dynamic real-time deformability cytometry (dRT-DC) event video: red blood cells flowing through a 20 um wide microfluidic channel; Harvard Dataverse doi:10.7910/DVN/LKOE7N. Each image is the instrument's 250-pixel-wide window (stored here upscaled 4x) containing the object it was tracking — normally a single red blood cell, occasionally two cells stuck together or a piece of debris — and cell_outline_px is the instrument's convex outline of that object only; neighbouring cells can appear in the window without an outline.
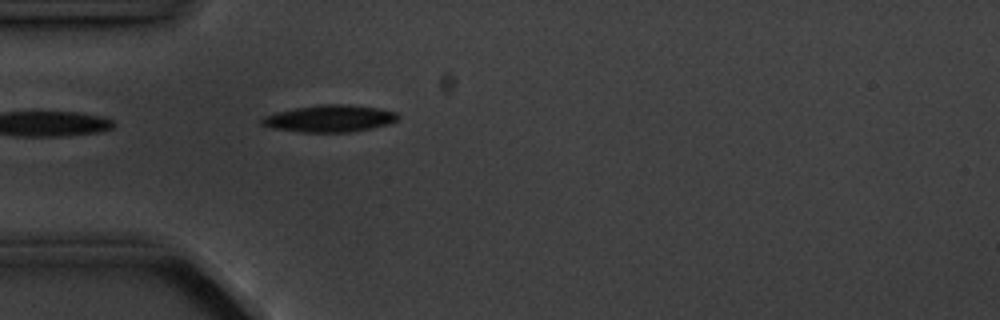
{"species": "common noctule bat (a hibernating species)", "species_latin": "Nyctalus noctula", "temperature_condition": "cold", "stored_images_in_passage": 3, "camera_frame_rate_fps": 3000, "um_per_image_px": 0.085, "animal": {"sex": "male", "body_mass_g": 20.1, "forearm_length_mm": 53.5}, "frame": {"image": 1, "passage_image": 3, "time_ms": 2.333, "image_size_px": [1000, 320], "cell_outline_px": [[400, 116], [396, 120], [388, 124], [348, 132], [300, 132], [272, 128], [260, 124], [260, 120], [264, 116], [276, 112], [296, 108], [320, 104], [348, 104], [376, 108], [396, 112]], "centroid_in_image_um": [27.98, 10.07], "position_along_channel_um": 57.0, "area_um2": 21.21}}